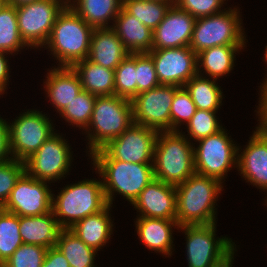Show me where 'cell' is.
<instances>
[{"mask_svg": "<svg viewBox=\"0 0 267 267\" xmlns=\"http://www.w3.org/2000/svg\"><path fill=\"white\" fill-rule=\"evenodd\" d=\"M216 111L199 110L197 109L187 125V132L190 135L189 139L199 141L209 135L216 134L223 127L215 115Z\"/></svg>", "mask_w": 267, "mask_h": 267, "instance_id": "cell-37", "label": "cell"}, {"mask_svg": "<svg viewBox=\"0 0 267 267\" xmlns=\"http://www.w3.org/2000/svg\"><path fill=\"white\" fill-rule=\"evenodd\" d=\"M25 172L24 162L14 158L0 163V204H4L9 199L12 189L17 180Z\"/></svg>", "mask_w": 267, "mask_h": 267, "instance_id": "cell-39", "label": "cell"}, {"mask_svg": "<svg viewBox=\"0 0 267 267\" xmlns=\"http://www.w3.org/2000/svg\"><path fill=\"white\" fill-rule=\"evenodd\" d=\"M133 123L131 100L117 95L97 96L91 120L85 129V133H88L89 154L105 147Z\"/></svg>", "mask_w": 267, "mask_h": 267, "instance_id": "cell-5", "label": "cell"}, {"mask_svg": "<svg viewBox=\"0 0 267 267\" xmlns=\"http://www.w3.org/2000/svg\"><path fill=\"white\" fill-rule=\"evenodd\" d=\"M225 0H176L175 5L195 19L223 12L220 8Z\"/></svg>", "mask_w": 267, "mask_h": 267, "instance_id": "cell-41", "label": "cell"}, {"mask_svg": "<svg viewBox=\"0 0 267 267\" xmlns=\"http://www.w3.org/2000/svg\"><path fill=\"white\" fill-rule=\"evenodd\" d=\"M195 20L188 12L171 5L152 32V50L189 46Z\"/></svg>", "mask_w": 267, "mask_h": 267, "instance_id": "cell-17", "label": "cell"}, {"mask_svg": "<svg viewBox=\"0 0 267 267\" xmlns=\"http://www.w3.org/2000/svg\"><path fill=\"white\" fill-rule=\"evenodd\" d=\"M0 267H7L4 263H0Z\"/></svg>", "mask_w": 267, "mask_h": 267, "instance_id": "cell-51", "label": "cell"}, {"mask_svg": "<svg viewBox=\"0 0 267 267\" xmlns=\"http://www.w3.org/2000/svg\"><path fill=\"white\" fill-rule=\"evenodd\" d=\"M7 0H0V11L7 5Z\"/></svg>", "mask_w": 267, "mask_h": 267, "instance_id": "cell-47", "label": "cell"}, {"mask_svg": "<svg viewBox=\"0 0 267 267\" xmlns=\"http://www.w3.org/2000/svg\"><path fill=\"white\" fill-rule=\"evenodd\" d=\"M96 95L81 90L79 94L59 114L68 123L83 130L88 127L94 109Z\"/></svg>", "mask_w": 267, "mask_h": 267, "instance_id": "cell-34", "label": "cell"}, {"mask_svg": "<svg viewBox=\"0 0 267 267\" xmlns=\"http://www.w3.org/2000/svg\"><path fill=\"white\" fill-rule=\"evenodd\" d=\"M239 151L238 147L237 169L242 177L267 191V136L256 129L246 148Z\"/></svg>", "mask_w": 267, "mask_h": 267, "instance_id": "cell-19", "label": "cell"}, {"mask_svg": "<svg viewBox=\"0 0 267 267\" xmlns=\"http://www.w3.org/2000/svg\"><path fill=\"white\" fill-rule=\"evenodd\" d=\"M72 68L79 76L82 90L96 96L114 95V70L97 65L88 59L75 63Z\"/></svg>", "mask_w": 267, "mask_h": 267, "instance_id": "cell-26", "label": "cell"}, {"mask_svg": "<svg viewBox=\"0 0 267 267\" xmlns=\"http://www.w3.org/2000/svg\"><path fill=\"white\" fill-rule=\"evenodd\" d=\"M35 1H39V0H7V3L15 7H18L24 4L35 2Z\"/></svg>", "mask_w": 267, "mask_h": 267, "instance_id": "cell-46", "label": "cell"}, {"mask_svg": "<svg viewBox=\"0 0 267 267\" xmlns=\"http://www.w3.org/2000/svg\"><path fill=\"white\" fill-rule=\"evenodd\" d=\"M179 131L158 132L154 145L155 179L177 186L195 173L194 144Z\"/></svg>", "mask_w": 267, "mask_h": 267, "instance_id": "cell-3", "label": "cell"}, {"mask_svg": "<svg viewBox=\"0 0 267 267\" xmlns=\"http://www.w3.org/2000/svg\"><path fill=\"white\" fill-rule=\"evenodd\" d=\"M8 53L0 51V95L5 92L7 82H9V66L5 55Z\"/></svg>", "mask_w": 267, "mask_h": 267, "instance_id": "cell-45", "label": "cell"}, {"mask_svg": "<svg viewBox=\"0 0 267 267\" xmlns=\"http://www.w3.org/2000/svg\"><path fill=\"white\" fill-rule=\"evenodd\" d=\"M61 229L52 211L40 216H19V233L24 244L55 247Z\"/></svg>", "mask_w": 267, "mask_h": 267, "instance_id": "cell-22", "label": "cell"}, {"mask_svg": "<svg viewBox=\"0 0 267 267\" xmlns=\"http://www.w3.org/2000/svg\"><path fill=\"white\" fill-rule=\"evenodd\" d=\"M238 8L197 18L189 47L197 54L200 51L223 45H245L244 29Z\"/></svg>", "mask_w": 267, "mask_h": 267, "instance_id": "cell-8", "label": "cell"}, {"mask_svg": "<svg viewBox=\"0 0 267 267\" xmlns=\"http://www.w3.org/2000/svg\"><path fill=\"white\" fill-rule=\"evenodd\" d=\"M93 30L67 4L57 16L45 46L59 61V67H72L88 58Z\"/></svg>", "mask_w": 267, "mask_h": 267, "instance_id": "cell-2", "label": "cell"}, {"mask_svg": "<svg viewBox=\"0 0 267 267\" xmlns=\"http://www.w3.org/2000/svg\"><path fill=\"white\" fill-rule=\"evenodd\" d=\"M111 27L129 53H148L152 50V30L135 16L121 8Z\"/></svg>", "mask_w": 267, "mask_h": 267, "instance_id": "cell-23", "label": "cell"}, {"mask_svg": "<svg viewBox=\"0 0 267 267\" xmlns=\"http://www.w3.org/2000/svg\"><path fill=\"white\" fill-rule=\"evenodd\" d=\"M9 123L0 117V163L10 160Z\"/></svg>", "mask_w": 267, "mask_h": 267, "instance_id": "cell-43", "label": "cell"}, {"mask_svg": "<svg viewBox=\"0 0 267 267\" xmlns=\"http://www.w3.org/2000/svg\"><path fill=\"white\" fill-rule=\"evenodd\" d=\"M41 267H70L63 253L55 246L48 248Z\"/></svg>", "mask_w": 267, "mask_h": 267, "instance_id": "cell-44", "label": "cell"}, {"mask_svg": "<svg viewBox=\"0 0 267 267\" xmlns=\"http://www.w3.org/2000/svg\"><path fill=\"white\" fill-rule=\"evenodd\" d=\"M47 181L24 172L4 204V211L18 216H40L52 211V193Z\"/></svg>", "mask_w": 267, "mask_h": 267, "instance_id": "cell-15", "label": "cell"}, {"mask_svg": "<svg viewBox=\"0 0 267 267\" xmlns=\"http://www.w3.org/2000/svg\"><path fill=\"white\" fill-rule=\"evenodd\" d=\"M44 82V88L49 100L60 113L82 90V85L77 73L72 67H55Z\"/></svg>", "mask_w": 267, "mask_h": 267, "instance_id": "cell-21", "label": "cell"}, {"mask_svg": "<svg viewBox=\"0 0 267 267\" xmlns=\"http://www.w3.org/2000/svg\"><path fill=\"white\" fill-rule=\"evenodd\" d=\"M48 248L35 244H22L4 264L7 267H41Z\"/></svg>", "mask_w": 267, "mask_h": 267, "instance_id": "cell-38", "label": "cell"}, {"mask_svg": "<svg viewBox=\"0 0 267 267\" xmlns=\"http://www.w3.org/2000/svg\"><path fill=\"white\" fill-rule=\"evenodd\" d=\"M56 247L66 257L70 267H96L97 250L87 246L72 230H60Z\"/></svg>", "mask_w": 267, "mask_h": 267, "instance_id": "cell-29", "label": "cell"}, {"mask_svg": "<svg viewBox=\"0 0 267 267\" xmlns=\"http://www.w3.org/2000/svg\"><path fill=\"white\" fill-rule=\"evenodd\" d=\"M67 4L68 0H39L16 7L19 33L27 47H45L57 16Z\"/></svg>", "mask_w": 267, "mask_h": 267, "instance_id": "cell-10", "label": "cell"}, {"mask_svg": "<svg viewBox=\"0 0 267 267\" xmlns=\"http://www.w3.org/2000/svg\"><path fill=\"white\" fill-rule=\"evenodd\" d=\"M110 207L112 206L108 205L99 213L77 221L69 229L72 230V232H74L87 246L98 251L106 245L113 232L112 227L114 225L109 216Z\"/></svg>", "mask_w": 267, "mask_h": 267, "instance_id": "cell-25", "label": "cell"}, {"mask_svg": "<svg viewBox=\"0 0 267 267\" xmlns=\"http://www.w3.org/2000/svg\"><path fill=\"white\" fill-rule=\"evenodd\" d=\"M260 88H262L260 90L261 98H259L261 100H259V107L257 109L258 111H256L258 113L260 122L256 129L261 134L267 136V82L262 83V86H260Z\"/></svg>", "mask_w": 267, "mask_h": 267, "instance_id": "cell-42", "label": "cell"}, {"mask_svg": "<svg viewBox=\"0 0 267 267\" xmlns=\"http://www.w3.org/2000/svg\"><path fill=\"white\" fill-rule=\"evenodd\" d=\"M171 5L162 1L122 0V8L152 31L164 19Z\"/></svg>", "mask_w": 267, "mask_h": 267, "instance_id": "cell-31", "label": "cell"}, {"mask_svg": "<svg viewBox=\"0 0 267 267\" xmlns=\"http://www.w3.org/2000/svg\"><path fill=\"white\" fill-rule=\"evenodd\" d=\"M223 182L194 173L176 186V220L179 226L216 223L215 204Z\"/></svg>", "mask_w": 267, "mask_h": 267, "instance_id": "cell-1", "label": "cell"}, {"mask_svg": "<svg viewBox=\"0 0 267 267\" xmlns=\"http://www.w3.org/2000/svg\"><path fill=\"white\" fill-rule=\"evenodd\" d=\"M179 88L160 84L136 95L131 100L134 123L157 132L170 131V109Z\"/></svg>", "mask_w": 267, "mask_h": 267, "instance_id": "cell-13", "label": "cell"}, {"mask_svg": "<svg viewBox=\"0 0 267 267\" xmlns=\"http://www.w3.org/2000/svg\"><path fill=\"white\" fill-rule=\"evenodd\" d=\"M137 95L160 85L152 57L148 53H136Z\"/></svg>", "mask_w": 267, "mask_h": 267, "instance_id": "cell-40", "label": "cell"}, {"mask_svg": "<svg viewBox=\"0 0 267 267\" xmlns=\"http://www.w3.org/2000/svg\"><path fill=\"white\" fill-rule=\"evenodd\" d=\"M26 46L19 33L16 7L7 4L0 11V51L12 55Z\"/></svg>", "mask_w": 267, "mask_h": 267, "instance_id": "cell-32", "label": "cell"}, {"mask_svg": "<svg viewBox=\"0 0 267 267\" xmlns=\"http://www.w3.org/2000/svg\"><path fill=\"white\" fill-rule=\"evenodd\" d=\"M129 52L112 27L95 28L92 33L88 60L115 70Z\"/></svg>", "mask_w": 267, "mask_h": 267, "instance_id": "cell-20", "label": "cell"}, {"mask_svg": "<svg viewBox=\"0 0 267 267\" xmlns=\"http://www.w3.org/2000/svg\"><path fill=\"white\" fill-rule=\"evenodd\" d=\"M66 139L54 133L26 161L25 172L42 181H57L69 172L72 152Z\"/></svg>", "mask_w": 267, "mask_h": 267, "instance_id": "cell-14", "label": "cell"}, {"mask_svg": "<svg viewBox=\"0 0 267 267\" xmlns=\"http://www.w3.org/2000/svg\"><path fill=\"white\" fill-rule=\"evenodd\" d=\"M17 118L8 125L10 156L24 162L55 133V129L42 111L28 110Z\"/></svg>", "mask_w": 267, "mask_h": 267, "instance_id": "cell-11", "label": "cell"}, {"mask_svg": "<svg viewBox=\"0 0 267 267\" xmlns=\"http://www.w3.org/2000/svg\"><path fill=\"white\" fill-rule=\"evenodd\" d=\"M265 49H266V51H265V62L267 63V46L265 47ZM267 82V78L265 79V82L264 83H266Z\"/></svg>", "mask_w": 267, "mask_h": 267, "instance_id": "cell-49", "label": "cell"}, {"mask_svg": "<svg viewBox=\"0 0 267 267\" xmlns=\"http://www.w3.org/2000/svg\"><path fill=\"white\" fill-rule=\"evenodd\" d=\"M139 217L176 220V186L152 180L139 194L132 206Z\"/></svg>", "mask_w": 267, "mask_h": 267, "instance_id": "cell-18", "label": "cell"}, {"mask_svg": "<svg viewBox=\"0 0 267 267\" xmlns=\"http://www.w3.org/2000/svg\"><path fill=\"white\" fill-rule=\"evenodd\" d=\"M114 95L132 100L137 95L136 53H129L116 67Z\"/></svg>", "mask_w": 267, "mask_h": 267, "instance_id": "cell-35", "label": "cell"}, {"mask_svg": "<svg viewBox=\"0 0 267 267\" xmlns=\"http://www.w3.org/2000/svg\"><path fill=\"white\" fill-rule=\"evenodd\" d=\"M4 210L3 205L0 204V213Z\"/></svg>", "mask_w": 267, "mask_h": 267, "instance_id": "cell-50", "label": "cell"}, {"mask_svg": "<svg viewBox=\"0 0 267 267\" xmlns=\"http://www.w3.org/2000/svg\"><path fill=\"white\" fill-rule=\"evenodd\" d=\"M151 1H162V2L171 3L172 5H174L176 2V0H151Z\"/></svg>", "mask_w": 267, "mask_h": 267, "instance_id": "cell-48", "label": "cell"}, {"mask_svg": "<svg viewBox=\"0 0 267 267\" xmlns=\"http://www.w3.org/2000/svg\"><path fill=\"white\" fill-rule=\"evenodd\" d=\"M243 47L245 45H223L200 51L197 53L198 75H201L203 70L214 80H217L223 75L225 76V74L227 75L234 67L236 52L241 51Z\"/></svg>", "mask_w": 267, "mask_h": 267, "instance_id": "cell-27", "label": "cell"}, {"mask_svg": "<svg viewBox=\"0 0 267 267\" xmlns=\"http://www.w3.org/2000/svg\"><path fill=\"white\" fill-rule=\"evenodd\" d=\"M157 131L133 123L102 149L94 151L92 160H119L127 163L153 164Z\"/></svg>", "mask_w": 267, "mask_h": 267, "instance_id": "cell-9", "label": "cell"}, {"mask_svg": "<svg viewBox=\"0 0 267 267\" xmlns=\"http://www.w3.org/2000/svg\"><path fill=\"white\" fill-rule=\"evenodd\" d=\"M148 54L155 65L160 84L184 87L197 75V54L189 47L151 50Z\"/></svg>", "mask_w": 267, "mask_h": 267, "instance_id": "cell-16", "label": "cell"}, {"mask_svg": "<svg viewBox=\"0 0 267 267\" xmlns=\"http://www.w3.org/2000/svg\"><path fill=\"white\" fill-rule=\"evenodd\" d=\"M188 267H226L233 263L236 247L227 237H216V224L185 225ZM235 250V251H234Z\"/></svg>", "mask_w": 267, "mask_h": 267, "instance_id": "cell-7", "label": "cell"}, {"mask_svg": "<svg viewBox=\"0 0 267 267\" xmlns=\"http://www.w3.org/2000/svg\"><path fill=\"white\" fill-rule=\"evenodd\" d=\"M68 0V5L91 27L107 28L122 8V0Z\"/></svg>", "mask_w": 267, "mask_h": 267, "instance_id": "cell-28", "label": "cell"}, {"mask_svg": "<svg viewBox=\"0 0 267 267\" xmlns=\"http://www.w3.org/2000/svg\"><path fill=\"white\" fill-rule=\"evenodd\" d=\"M197 142V148L194 146L195 172L222 182L230 168L237 166L238 146L224 128Z\"/></svg>", "mask_w": 267, "mask_h": 267, "instance_id": "cell-12", "label": "cell"}, {"mask_svg": "<svg viewBox=\"0 0 267 267\" xmlns=\"http://www.w3.org/2000/svg\"><path fill=\"white\" fill-rule=\"evenodd\" d=\"M92 164L103 179V189L110 206L113 204L115 192L123 195L132 204L140 192L155 179L153 164L119 160H93Z\"/></svg>", "mask_w": 267, "mask_h": 267, "instance_id": "cell-6", "label": "cell"}, {"mask_svg": "<svg viewBox=\"0 0 267 267\" xmlns=\"http://www.w3.org/2000/svg\"><path fill=\"white\" fill-rule=\"evenodd\" d=\"M210 79V80H209ZM216 80L195 75L185 84L186 90L199 110L217 111L222 105L223 92L216 84Z\"/></svg>", "mask_w": 267, "mask_h": 267, "instance_id": "cell-30", "label": "cell"}, {"mask_svg": "<svg viewBox=\"0 0 267 267\" xmlns=\"http://www.w3.org/2000/svg\"><path fill=\"white\" fill-rule=\"evenodd\" d=\"M197 108L185 87H180L174 95L170 109V131H179L181 123L190 121ZM180 124V125H179Z\"/></svg>", "mask_w": 267, "mask_h": 267, "instance_id": "cell-36", "label": "cell"}, {"mask_svg": "<svg viewBox=\"0 0 267 267\" xmlns=\"http://www.w3.org/2000/svg\"><path fill=\"white\" fill-rule=\"evenodd\" d=\"M136 230L140 241L150 250L172 255V227H179L177 220L138 217Z\"/></svg>", "mask_w": 267, "mask_h": 267, "instance_id": "cell-24", "label": "cell"}, {"mask_svg": "<svg viewBox=\"0 0 267 267\" xmlns=\"http://www.w3.org/2000/svg\"><path fill=\"white\" fill-rule=\"evenodd\" d=\"M107 206L102 180L97 179L67 185L55 198L52 196V212L62 229H69L77 221L99 213Z\"/></svg>", "mask_w": 267, "mask_h": 267, "instance_id": "cell-4", "label": "cell"}, {"mask_svg": "<svg viewBox=\"0 0 267 267\" xmlns=\"http://www.w3.org/2000/svg\"><path fill=\"white\" fill-rule=\"evenodd\" d=\"M19 232V216L3 210L0 213V263H4L23 244Z\"/></svg>", "mask_w": 267, "mask_h": 267, "instance_id": "cell-33", "label": "cell"}]
</instances>
